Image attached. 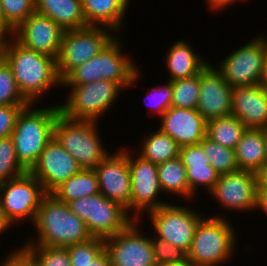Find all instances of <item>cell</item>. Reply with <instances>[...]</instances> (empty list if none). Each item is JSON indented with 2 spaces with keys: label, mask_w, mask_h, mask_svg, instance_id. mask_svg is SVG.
I'll use <instances>...</instances> for the list:
<instances>
[{
  "label": "cell",
  "mask_w": 267,
  "mask_h": 266,
  "mask_svg": "<svg viewBox=\"0 0 267 266\" xmlns=\"http://www.w3.org/2000/svg\"><path fill=\"white\" fill-rule=\"evenodd\" d=\"M234 151L240 170L259 175L265 168L264 129L246 128Z\"/></svg>",
  "instance_id": "cell-26"
},
{
  "label": "cell",
  "mask_w": 267,
  "mask_h": 266,
  "mask_svg": "<svg viewBox=\"0 0 267 266\" xmlns=\"http://www.w3.org/2000/svg\"><path fill=\"white\" fill-rule=\"evenodd\" d=\"M131 148L128 146L131 217L134 220H141L145 218V214L166 205L170 200L163 198L165 196L159 184L157 164L143 158Z\"/></svg>",
  "instance_id": "cell-13"
},
{
  "label": "cell",
  "mask_w": 267,
  "mask_h": 266,
  "mask_svg": "<svg viewBox=\"0 0 267 266\" xmlns=\"http://www.w3.org/2000/svg\"><path fill=\"white\" fill-rule=\"evenodd\" d=\"M87 26H101L124 33L132 0H81Z\"/></svg>",
  "instance_id": "cell-23"
},
{
  "label": "cell",
  "mask_w": 267,
  "mask_h": 266,
  "mask_svg": "<svg viewBox=\"0 0 267 266\" xmlns=\"http://www.w3.org/2000/svg\"><path fill=\"white\" fill-rule=\"evenodd\" d=\"M123 43L122 36L116 35L99 54L74 68L62 80V85H83L110 80L119 83L125 91L138 86L144 74L136 65L137 61L133 60L130 51L123 49Z\"/></svg>",
  "instance_id": "cell-2"
},
{
  "label": "cell",
  "mask_w": 267,
  "mask_h": 266,
  "mask_svg": "<svg viewBox=\"0 0 267 266\" xmlns=\"http://www.w3.org/2000/svg\"><path fill=\"white\" fill-rule=\"evenodd\" d=\"M267 216V187L259 180L257 187V206L255 213Z\"/></svg>",
  "instance_id": "cell-44"
},
{
  "label": "cell",
  "mask_w": 267,
  "mask_h": 266,
  "mask_svg": "<svg viewBox=\"0 0 267 266\" xmlns=\"http://www.w3.org/2000/svg\"><path fill=\"white\" fill-rule=\"evenodd\" d=\"M62 86L69 92L63 103L61 100L57 102L60 113L69 119L96 122L104 120L107 112L114 109L125 90L119 83L110 80Z\"/></svg>",
  "instance_id": "cell-6"
},
{
  "label": "cell",
  "mask_w": 267,
  "mask_h": 266,
  "mask_svg": "<svg viewBox=\"0 0 267 266\" xmlns=\"http://www.w3.org/2000/svg\"><path fill=\"white\" fill-rule=\"evenodd\" d=\"M142 223L133 220L124 230L104 239L111 266H157L149 232H144Z\"/></svg>",
  "instance_id": "cell-15"
},
{
  "label": "cell",
  "mask_w": 267,
  "mask_h": 266,
  "mask_svg": "<svg viewBox=\"0 0 267 266\" xmlns=\"http://www.w3.org/2000/svg\"><path fill=\"white\" fill-rule=\"evenodd\" d=\"M67 205L85 222L92 237L105 239L116 235L134 220L124 207L101 193L72 200Z\"/></svg>",
  "instance_id": "cell-11"
},
{
  "label": "cell",
  "mask_w": 267,
  "mask_h": 266,
  "mask_svg": "<svg viewBox=\"0 0 267 266\" xmlns=\"http://www.w3.org/2000/svg\"><path fill=\"white\" fill-rule=\"evenodd\" d=\"M0 55L11 67L20 93L29 103L41 104L48 92L61 88L55 58L24 47L13 36L0 43Z\"/></svg>",
  "instance_id": "cell-1"
},
{
  "label": "cell",
  "mask_w": 267,
  "mask_h": 266,
  "mask_svg": "<svg viewBox=\"0 0 267 266\" xmlns=\"http://www.w3.org/2000/svg\"><path fill=\"white\" fill-rule=\"evenodd\" d=\"M164 266H195V265L189 259H187L184 262L170 263Z\"/></svg>",
  "instance_id": "cell-49"
},
{
  "label": "cell",
  "mask_w": 267,
  "mask_h": 266,
  "mask_svg": "<svg viewBox=\"0 0 267 266\" xmlns=\"http://www.w3.org/2000/svg\"><path fill=\"white\" fill-rule=\"evenodd\" d=\"M265 167H267V128L264 129Z\"/></svg>",
  "instance_id": "cell-51"
},
{
  "label": "cell",
  "mask_w": 267,
  "mask_h": 266,
  "mask_svg": "<svg viewBox=\"0 0 267 266\" xmlns=\"http://www.w3.org/2000/svg\"><path fill=\"white\" fill-rule=\"evenodd\" d=\"M266 35L259 33L256 37L245 40V44L235 47V50L229 51L223 59L221 58V61H217L218 66L214 62L215 68L232 88L260 84L267 52Z\"/></svg>",
  "instance_id": "cell-10"
},
{
  "label": "cell",
  "mask_w": 267,
  "mask_h": 266,
  "mask_svg": "<svg viewBox=\"0 0 267 266\" xmlns=\"http://www.w3.org/2000/svg\"><path fill=\"white\" fill-rule=\"evenodd\" d=\"M28 105L0 106V138L11 136L17 117L21 110Z\"/></svg>",
  "instance_id": "cell-41"
},
{
  "label": "cell",
  "mask_w": 267,
  "mask_h": 266,
  "mask_svg": "<svg viewBox=\"0 0 267 266\" xmlns=\"http://www.w3.org/2000/svg\"><path fill=\"white\" fill-rule=\"evenodd\" d=\"M144 135L141 137L144 139L138 143L140 145L133 147L143 158L158 165L179 156L180 146L160 128L148 131Z\"/></svg>",
  "instance_id": "cell-27"
},
{
  "label": "cell",
  "mask_w": 267,
  "mask_h": 266,
  "mask_svg": "<svg viewBox=\"0 0 267 266\" xmlns=\"http://www.w3.org/2000/svg\"><path fill=\"white\" fill-rule=\"evenodd\" d=\"M114 149L95 168L100 193L119 203L131 216V177L128 163V146ZM126 147V148H125Z\"/></svg>",
  "instance_id": "cell-16"
},
{
  "label": "cell",
  "mask_w": 267,
  "mask_h": 266,
  "mask_svg": "<svg viewBox=\"0 0 267 266\" xmlns=\"http://www.w3.org/2000/svg\"><path fill=\"white\" fill-rule=\"evenodd\" d=\"M100 193L98 177L94 169H82L56 187L50 194L68 203L72 200Z\"/></svg>",
  "instance_id": "cell-28"
},
{
  "label": "cell",
  "mask_w": 267,
  "mask_h": 266,
  "mask_svg": "<svg viewBox=\"0 0 267 266\" xmlns=\"http://www.w3.org/2000/svg\"><path fill=\"white\" fill-rule=\"evenodd\" d=\"M32 226L35 235L23 240L26 246L66 248L92 238L85 222L69 209L67 203L50 193L42 199Z\"/></svg>",
  "instance_id": "cell-3"
},
{
  "label": "cell",
  "mask_w": 267,
  "mask_h": 266,
  "mask_svg": "<svg viewBox=\"0 0 267 266\" xmlns=\"http://www.w3.org/2000/svg\"><path fill=\"white\" fill-rule=\"evenodd\" d=\"M116 35L113 30L101 26L65 30L56 59L60 80L99 54Z\"/></svg>",
  "instance_id": "cell-12"
},
{
  "label": "cell",
  "mask_w": 267,
  "mask_h": 266,
  "mask_svg": "<svg viewBox=\"0 0 267 266\" xmlns=\"http://www.w3.org/2000/svg\"><path fill=\"white\" fill-rule=\"evenodd\" d=\"M245 130V125L237 117L231 115L209 120L206 137L221 146L235 149Z\"/></svg>",
  "instance_id": "cell-29"
},
{
  "label": "cell",
  "mask_w": 267,
  "mask_h": 266,
  "mask_svg": "<svg viewBox=\"0 0 267 266\" xmlns=\"http://www.w3.org/2000/svg\"><path fill=\"white\" fill-rule=\"evenodd\" d=\"M260 85L267 90V52L264 58V65H263Z\"/></svg>",
  "instance_id": "cell-48"
},
{
  "label": "cell",
  "mask_w": 267,
  "mask_h": 266,
  "mask_svg": "<svg viewBox=\"0 0 267 266\" xmlns=\"http://www.w3.org/2000/svg\"><path fill=\"white\" fill-rule=\"evenodd\" d=\"M30 266H41L30 250Z\"/></svg>",
  "instance_id": "cell-52"
},
{
  "label": "cell",
  "mask_w": 267,
  "mask_h": 266,
  "mask_svg": "<svg viewBox=\"0 0 267 266\" xmlns=\"http://www.w3.org/2000/svg\"><path fill=\"white\" fill-rule=\"evenodd\" d=\"M158 128L180 146L199 144L206 137L207 121L196 109L169 107Z\"/></svg>",
  "instance_id": "cell-20"
},
{
  "label": "cell",
  "mask_w": 267,
  "mask_h": 266,
  "mask_svg": "<svg viewBox=\"0 0 267 266\" xmlns=\"http://www.w3.org/2000/svg\"><path fill=\"white\" fill-rule=\"evenodd\" d=\"M10 229H12V226L7 222L3 215V212L0 209V235H5L6 233H8V230L10 231Z\"/></svg>",
  "instance_id": "cell-47"
},
{
  "label": "cell",
  "mask_w": 267,
  "mask_h": 266,
  "mask_svg": "<svg viewBox=\"0 0 267 266\" xmlns=\"http://www.w3.org/2000/svg\"><path fill=\"white\" fill-rule=\"evenodd\" d=\"M99 125L96 121L69 119L61 113L56 117L54 137L83 169H94L113 151L103 142Z\"/></svg>",
  "instance_id": "cell-7"
},
{
  "label": "cell",
  "mask_w": 267,
  "mask_h": 266,
  "mask_svg": "<svg viewBox=\"0 0 267 266\" xmlns=\"http://www.w3.org/2000/svg\"><path fill=\"white\" fill-rule=\"evenodd\" d=\"M159 184L164 196L171 197L170 202L175 200L196 202L195 196L190 192L189 184L186 177V168L178 156L174 159L167 160L164 163L158 164ZM179 196V197H178ZM175 198V199H172ZM178 199V200H177Z\"/></svg>",
  "instance_id": "cell-25"
},
{
  "label": "cell",
  "mask_w": 267,
  "mask_h": 266,
  "mask_svg": "<svg viewBox=\"0 0 267 266\" xmlns=\"http://www.w3.org/2000/svg\"><path fill=\"white\" fill-rule=\"evenodd\" d=\"M240 1L248 2L247 0H205V3H207V9H210L213 14L218 12L222 14L224 10L227 11V9L234 7L236 4L238 6Z\"/></svg>",
  "instance_id": "cell-43"
},
{
  "label": "cell",
  "mask_w": 267,
  "mask_h": 266,
  "mask_svg": "<svg viewBox=\"0 0 267 266\" xmlns=\"http://www.w3.org/2000/svg\"><path fill=\"white\" fill-rule=\"evenodd\" d=\"M209 159L210 165L220 174L239 170L234 149L221 146L205 137L199 143Z\"/></svg>",
  "instance_id": "cell-30"
},
{
  "label": "cell",
  "mask_w": 267,
  "mask_h": 266,
  "mask_svg": "<svg viewBox=\"0 0 267 266\" xmlns=\"http://www.w3.org/2000/svg\"><path fill=\"white\" fill-rule=\"evenodd\" d=\"M0 4L6 23L13 30L35 12V0H0Z\"/></svg>",
  "instance_id": "cell-37"
},
{
  "label": "cell",
  "mask_w": 267,
  "mask_h": 266,
  "mask_svg": "<svg viewBox=\"0 0 267 266\" xmlns=\"http://www.w3.org/2000/svg\"><path fill=\"white\" fill-rule=\"evenodd\" d=\"M219 176L220 174L211 165L199 168H186L189 189L195 197H198L201 190L204 193L207 191L206 194L209 193L218 181Z\"/></svg>",
  "instance_id": "cell-36"
},
{
  "label": "cell",
  "mask_w": 267,
  "mask_h": 266,
  "mask_svg": "<svg viewBox=\"0 0 267 266\" xmlns=\"http://www.w3.org/2000/svg\"><path fill=\"white\" fill-rule=\"evenodd\" d=\"M200 94V73L190 78L173 81L171 106L196 109Z\"/></svg>",
  "instance_id": "cell-31"
},
{
  "label": "cell",
  "mask_w": 267,
  "mask_h": 266,
  "mask_svg": "<svg viewBox=\"0 0 267 266\" xmlns=\"http://www.w3.org/2000/svg\"><path fill=\"white\" fill-rule=\"evenodd\" d=\"M149 234L153 246L154 259L157 266L184 262L188 259L187 252L182 248L175 247L167 241L155 236L152 232Z\"/></svg>",
  "instance_id": "cell-38"
},
{
  "label": "cell",
  "mask_w": 267,
  "mask_h": 266,
  "mask_svg": "<svg viewBox=\"0 0 267 266\" xmlns=\"http://www.w3.org/2000/svg\"><path fill=\"white\" fill-rule=\"evenodd\" d=\"M258 184V174L239 169L220 175L208 197L213 198L214 205L216 203L219 206L218 210L227 211L230 216L235 212L255 213Z\"/></svg>",
  "instance_id": "cell-14"
},
{
  "label": "cell",
  "mask_w": 267,
  "mask_h": 266,
  "mask_svg": "<svg viewBox=\"0 0 267 266\" xmlns=\"http://www.w3.org/2000/svg\"><path fill=\"white\" fill-rule=\"evenodd\" d=\"M41 266H72L67 248L27 246Z\"/></svg>",
  "instance_id": "cell-39"
},
{
  "label": "cell",
  "mask_w": 267,
  "mask_h": 266,
  "mask_svg": "<svg viewBox=\"0 0 267 266\" xmlns=\"http://www.w3.org/2000/svg\"><path fill=\"white\" fill-rule=\"evenodd\" d=\"M0 266H30V249L23 243L16 248L12 247L0 258Z\"/></svg>",
  "instance_id": "cell-42"
},
{
  "label": "cell",
  "mask_w": 267,
  "mask_h": 266,
  "mask_svg": "<svg viewBox=\"0 0 267 266\" xmlns=\"http://www.w3.org/2000/svg\"><path fill=\"white\" fill-rule=\"evenodd\" d=\"M35 11L48 16L64 30L87 27L81 0H35Z\"/></svg>",
  "instance_id": "cell-24"
},
{
  "label": "cell",
  "mask_w": 267,
  "mask_h": 266,
  "mask_svg": "<svg viewBox=\"0 0 267 266\" xmlns=\"http://www.w3.org/2000/svg\"><path fill=\"white\" fill-rule=\"evenodd\" d=\"M87 266H111L110 258L106 250H104L95 260Z\"/></svg>",
  "instance_id": "cell-46"
},
{
  "label": "cell",
  "mask_w": 267,
  "mask_h": 266,
  "mask_svg": "<svg viewBox=\"0 0 267 266\" xmlns=\"http://www.w3.org/2000/svg\"><path fill=\"white\" fill-rule=\"evenodd\" d=\"M29 104L17 87L11 67L0 55V106Z\"/></svg>",
  "instance_id": "cell-32"
},
{
  "label": "cell",
  "mask_w": 267,
  "mask_h": 266,
  "mask_svg": "<svg viewBox=\"0 0 267 266\" xmlns=\"http://www.w3.org/2000/svg\"><path fill=\"white\" fill-rule=\"evenodd\" d=\"M47 194L43 185L30 172H26L0 183V209L13 228L30 220L33 225L42 199Z\"/></svg>",
  "instance_id": "cell-9"
},
{
  "label": "cell",
  "mask_w": 267,
  "mask_h": 266,
  "mask_svg": "<svg viewBox=\"0 0 267 266\" xmlns=\"http://www.w3.org/2000/svg\"><path fill=\"white\" fill-rule=\"evenodd\" d=\"M211 213L209 216L206 214L197 224L187 253L188 259L195 266L226 265L234 259L236 253L238 254L237 241L240 239L237 240L239 233L232 225L233 220H229L223 211V214H215L213 211Z\"/></svg>",
  "instance_id": "cell-4"
},
{
  "label": "cell",
  "mask_w": 267,
  "mask_h": 266,
  "mask_svg": "<svg viewBox=\"0 0 267 266\" xmlns=\"http://www.w3.org/2000/svg\"><path fill=\"white\" fill-rule=\"evenodd\" d=\"M38 105L30 103L21 110L11 134L17 160L27 172L36 164L41 152L54 137L55 120L60 113L56 101L55 105Z\"/></svg>",
  "instance_id": "cell-5"
},
{
  "label": "cell",
  "mask_w": 267,
  "mask_h": 266,
  "mask_svg": "<svg viewBox=\"0 0 267 266\" xmlns=\"http://www.w3.org/2000/svg\"><path fill=\"white\" fill-rule=\"evenodd\" d=\"M72 266H87L105 250V241L102 238L92 237L84 242L66 247Z\"/></svg>",
  "instance_id": "cell-34"
},
{
  "label": "cell",
  "mask_w": 267,
  "mask_h": 266,
  "mask_svg": "<svg viewBox=\"0 0 267 266\" xmlns=\"http://www.w3.org/2000/svg\"><path fill=\"white\" fill-rule=\"evenodd\" d=\"M164 81V84L162 82V84L158 83V85L150 87L151 89H148L147 96H144L145 99H143L145 101L144 103H146L145 105H148L149 113L155 115L152 116L153 118L156 116L158 119L161 118L169 107H171L173 81H166L165 79Z\"/></svg>",
  "instance_id": "cell-35"
},
{
  "label": "cell",
  "mask_w": 267,
  "mask_h": 266,
  "mask_svg": "<svg viewBox=\"0 0 267 266\" xmlns=\"http://www.w3.org/2000/svg\"><path fill=\"white\" fill-rule=\"evenodd\" d=\"M169 202L156 210H152L147 218L150 231L157 237L167 241L175 247L182 248L187 253L193 241L197 224L206 215L202 211L197 212L190 202L191 207L184 202ZM185 204V205H184ZM187 204V205H186ZM193 207V208H192ZM203 213V214H202Z\"/></svg>",
  "instance_id": "cell-8"
},
{
  "label": "cell",
  "mask_w": 267,
  "mask_h": 266,
  "mask_svg": "<svg viewBox=\"0 0 267 266\" xmlns=\"http://www.w3.org/2000/svg\"><path fill=\"white\" fill-rule=\"evenodd\" d=\"M26 172L17 160L12 137L0 138V183L19 177Z\"/></svg>",
  "instance_id": "cell-33"
},
{
  "label": "cell",
  "mask_w": 267,
  "mask_h": 266,
  "mask_svg": "<svg viewBox=\"0 0 267 266\" xmlns=\"http://www.w3.org/2000/svg\"><path fill=\"white\" fill-rule=\"evenodd\" d=\"M82 169L70 153L53 137L29 172L43 185L47 193H51Z\"/></svg>",
  "instance_id": "cell-17"
},
{
  "label": "cell",
  "mask_w": 267,
  "mask_h": 266,
  "mask_svg": "<svg viewBox=\"0 0 267 266\" xmlns=\"http://www.w3.org/2000/svg\"><path fill=\"white\" fill-rule=\"evenodd\" d=\"M259 180L267 187V167L259 174Z\"/></svg>",
  "instance_id": "cell-50"
},
{
  "label": "cell",
  "mask_w": 267,
  "mask_h": 266,
  "mask_svg": "<svg viewBox=\"0 0 267 266\" xmlns=\"http://www.w3.org/2000/svg\"><path fill=\"white\" fill-rule=\"evenodd\" d=\"M233 88L210 61L200 72V94L196 110L209 120L231 116Z\"/></svg>",
  "instance_id": "cell-19"
},
{
  "label": "cell",
  "mask_w": 267,
  "mask_h": 266,
  "mask_svg": "<svg viewBox=\"0 0 267 266\" xmlns=\"http://www.w3.org/2000/svg\"><path fill=\"white\" fill-rule=\"evenodd\" d=\"M65 30L48 16L32 13L13 37L24 47L57 59Z\"/></svg>",
  "instance_id": "cell-18"
},
{
  "label": "cell",
  "mask_w": 267,
  "mask_h": 266,
  "mask_svg": "<svg viewBox=\"0 0 267 266\" xmlns=\"http://www.w3.org/2000/svg\"><path fill=\"white\" fill-rule=\"evenodd\" d=\"M186 39H178L171 43L164 52L168 81L190 78L199 74L211 60L203 57ZM206 58V59H205Z\"/></svg>",
  "instance_id": "cell-22"
},
{
  "label": "cell",
  "mask_w": 267,
  "mask_h": 266,
  "mask_svg": "<svg viewBox=\"0 0 267 266\" xmlns=\"http://www.w3.org/2000/svg\"><path fill=\"white\" fill-rule=\"evenodd\" d=\"M179 157L185 168H199L210 165L209 159L200 144L180 147Z\"/></svg>",
  "instance_id": "cell-40"
},
{
  "label": "cell",
  "mask_w": 267,
  "mask_h": 266,
  "mask_svg": "<svg viewBox=\"0 0 267 266\" xmlns=\"http://www.w3.org/2000/svg\"><path fill=\"white\" fill-rule=\"evenodd\" d=\"M231 103V115L246 128H267V90L260 84L233 87Z\"/></svg>",
  "instance_id": "cell-21"
},
{
  "label": "cell",
  "mask_w": 267,
  "mask_h": 266,
  "mask_svg": "<svg viewBox=\"0 0 267 266\" xmlns=\"http://www.w3.org/2000/svg\"><path fill=\"white\" fill-rule=\"evenodd\" d=\"M14 35V30L6 23L0 4V43Z\"/></svg>",
  "instance_id": "cell-45"
}]
</instances>
